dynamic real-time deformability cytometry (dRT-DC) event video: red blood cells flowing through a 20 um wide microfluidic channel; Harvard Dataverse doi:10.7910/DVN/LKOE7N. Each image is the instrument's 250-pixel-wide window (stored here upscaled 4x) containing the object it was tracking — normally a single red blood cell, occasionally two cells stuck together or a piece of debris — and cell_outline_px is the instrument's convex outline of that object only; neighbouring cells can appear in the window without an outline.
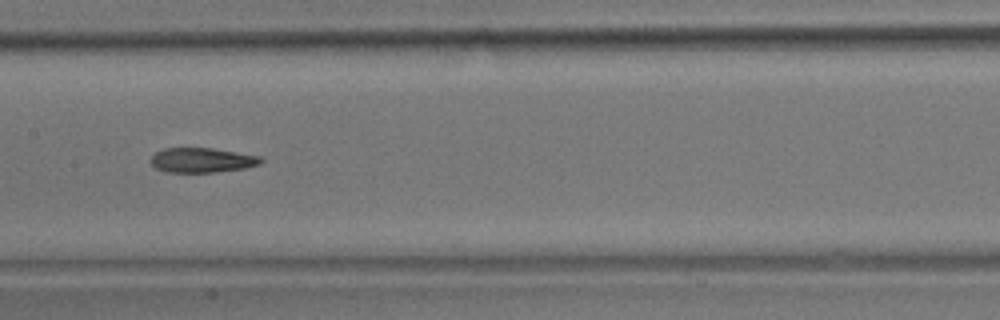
{"species": "common noctule bat (a hibernating species)", "species_latin": "Nyctalus noctula", "temperature_condition": "room temperature", "stored_images_in_passage": 39, "camera_frame_rate_fps": 3000, "um_per_image_px": 0.085, "animal": {"sex": "male", "body_mass_g": 17.9}, "frame": {"image": 1, "passage_image": 12, "time_ms": 3.667, "image_size_px": [1000, 320], "cell_outline_px": [[264, 160], [260, 164], [244, 168], [216, 172], [164, 172], [156, 168], [148, 160], [156, 152], [164, 148], [212, 148], [260, 156]], "centroid_in_image_um": [17.15, 13.61], "position_along_channel_um": 190.3, "area_um2": 15.9}, "authors_computed_cell_mechanics": {"area_um2": 16.473, "velocity_mm_per_s": 3.7299, "shape_relaxation_time_tau1_ms": 7.1338, "shape_relaxation_time_tau2_ms": 7.0848, "deformation_change_tau1": 0.1613, "deformation_change_tau2": 0.1636}}